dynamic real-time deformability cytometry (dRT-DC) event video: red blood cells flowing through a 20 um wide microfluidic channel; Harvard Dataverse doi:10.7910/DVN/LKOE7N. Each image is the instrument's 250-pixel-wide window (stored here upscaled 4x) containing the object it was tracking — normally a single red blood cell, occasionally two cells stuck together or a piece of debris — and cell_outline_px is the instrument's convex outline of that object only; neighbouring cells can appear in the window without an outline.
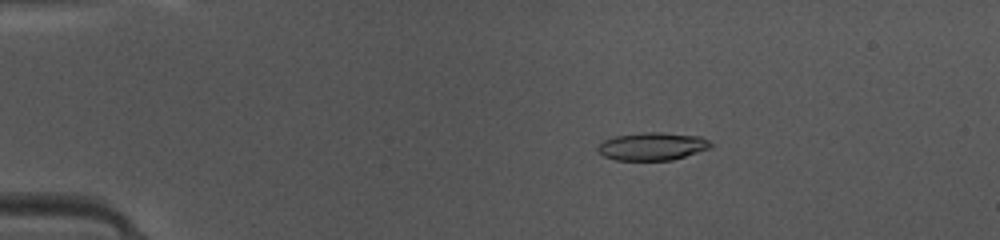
{"species": "common noctule bat (a hibernating species)", "species_latin": "Nyctalus noctula", "temperature_condition": "warm", "stored_images_in_passage": 47, "camera_frame_rate_fps": 3000, "um_per_image_px": 0.085, "animal": {"sex": "female", "body_mass_g": 10.0, "forearm_length_mm": 53.1}, "frame": {"image": 1, "passage_image": 8, "time_ms": 2.333, "image_size_px": [1000, 240], "cell_outline_px": [[712, 144], [708, 148], [672, 160], [616, 160], [604, 156], [596, 148], [604, 140], [616, 136], [644, 132], [660, 132], [700, 136], [708, 140]], "centroid_in_image_um": [55.43, 12.43], "position_along_channel_um": 29.6, "area_um2": 18.03}}
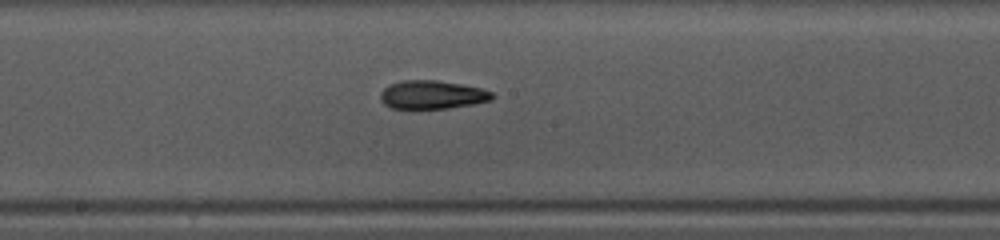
{"frame": {"image": 2, "passage_image": 25, "time_ms": 8.0, "image_size_px": [1000, 240], "cell_outline_px": [[496, 96], [492, 100], [472, 104], [448, 108], [392, 108], [384, 104], [380, 100], [380, 92], [388, 84], [400, 80], [436, 80], [460, 84], [480, 88], [492, 92]], "centroid_in_image_um": [36.71, 8.04], "position_along_channel_um": 211.5, "area_um2": 18.55}}
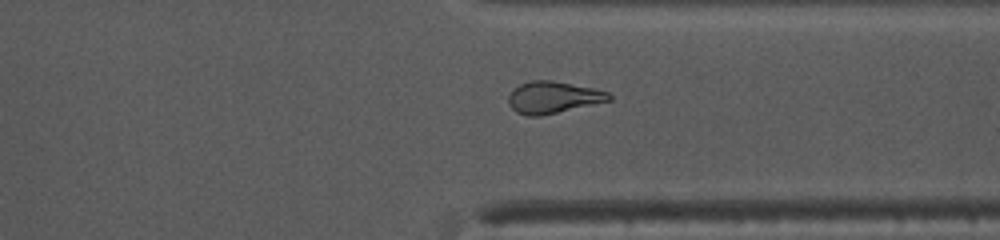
{"frame": {"image": 3, "passage_image": 36, "time_ms": 11.667, "image_size_px": [1000, 240], "cell_outline_px": [[612, 100], [540, 116], [528, 116], [516, 112], [508, 104], [508, 96], [520, 84], [532, 80], [552, 80], [596, 88], [608, 92], [612, 96]], "centroid_in_image_um": [47.04, 8.27], "position_along_channel_um": 364.4, "area_um2": 18.67}, "authors_computed_cell_mechanics": {"area_um2": 18.6694, "velocity_mm_per_s": 4.1744, "shape_relaxation_time_tau1_ms": 3.8949, "shape_relaxation_time_tau2_ms": 1.7616, "deformation_change_tau1": 0.158, "deformation_change_tau2": 0.098}}